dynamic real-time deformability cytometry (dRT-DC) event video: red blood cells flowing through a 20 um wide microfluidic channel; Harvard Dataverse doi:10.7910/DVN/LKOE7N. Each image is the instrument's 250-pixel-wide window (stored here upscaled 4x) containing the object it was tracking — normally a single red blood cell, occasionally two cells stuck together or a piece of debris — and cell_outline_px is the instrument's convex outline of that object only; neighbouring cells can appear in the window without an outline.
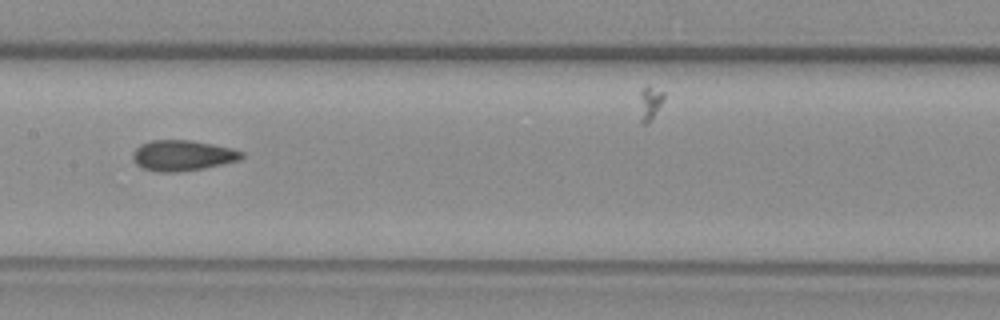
{"species": "common noctule bat (a hibernating species)", "species_latin": "Nyctalus noctula", "temperature_condition": "warm", "stored_images_in_passage": 39, "camera_frame_rate_fps": 3000, "um_per_image_px": 0.085, "animal": {"sex": "female", "body_mass_g": 29.2, "forearm_length_mm": 56.3}, "frame": {"image": 1, "passage_image": 12, "time_ms": 3.667, "image_size_px": [1000, 320], "cell_outline_px": [[244, 156], [240, 160], [204, 168], [180, 172], [156, 172], [144, 168], [136, 164], [132, 160], [132, 152], [140, 144], [152, 140], [188, 140], [212, 144], [232, 148], [244, 152]], "centroid_in_image_um": [15.5, 13.22], "position_along_channel_um": 191.9, "area_um2": 19.54}}
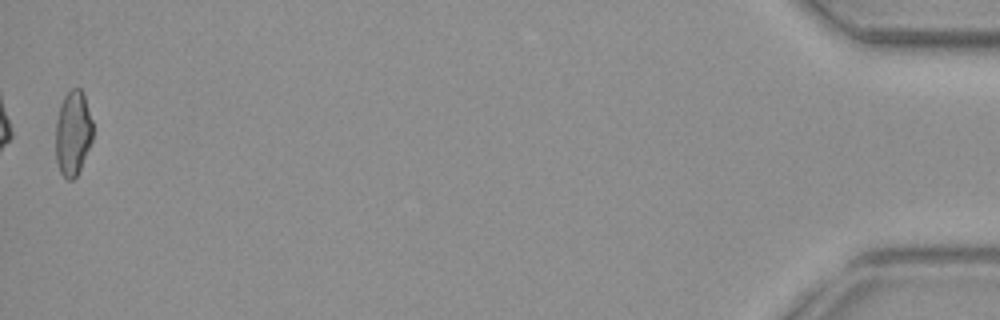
{"frame": {"image": 2, "passage_image": 39, "time_ms": 12.667, "image_size_px": [1000, 320], "cell_outline_px": [[92, 140], [80, 168], [76, 176], [72, 180], [68, 180], [60, 172], [56, 160], [56, 120], [60, 104], [64, 96], [72, 88], [80, 88], [84, 92], [92, 120]], "centroid_in_image_um": [6.2, 11.28], "position_along_channel_um": 429.0, "area_um2": 18.38}, "authors_computed_cell_mechanics": {"area_um2": 18.8428, "velocity_mm_per_s": 3.7899, "shape_relaxation_time_tau1_ms": null, "shape_relaxation_time_tau2_ms": 2.0209, "deformation_change_tau1": null, "deformation_change_tau2": 0.0839}}